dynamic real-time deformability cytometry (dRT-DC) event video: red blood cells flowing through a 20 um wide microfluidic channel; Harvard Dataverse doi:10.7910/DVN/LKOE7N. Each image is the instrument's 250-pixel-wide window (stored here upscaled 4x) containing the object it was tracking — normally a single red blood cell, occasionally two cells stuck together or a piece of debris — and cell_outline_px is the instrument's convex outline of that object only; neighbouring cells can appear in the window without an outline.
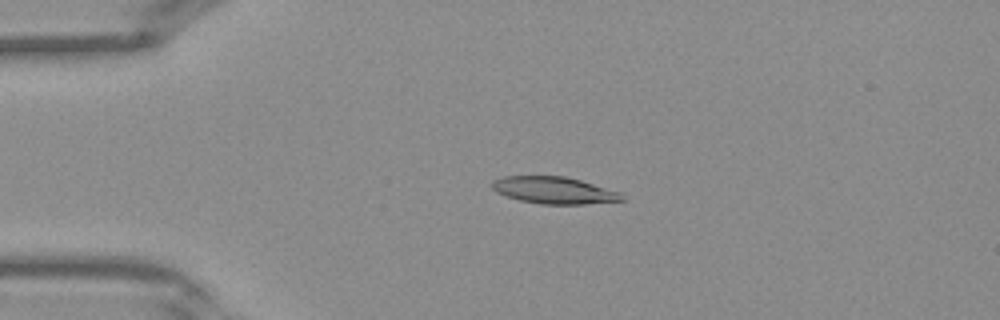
{"species": "Egyptian fruit bat (a non-hibernating species)", "species_latin": "Rousettus aegyptiacus", "temperature_condition": "warm", "stored_images_in_passage": 41, "camera_frame_rate_fps": 3000, "um_per_image_px": 0.085, "frame": {"image": 1, "passage_image": 10, "time_ms": 3.0, "image_size_px": [1000, 320], "cell_outline_px": [[624, 200], [584, 204], [540, 204], [520, 200], [496, 192], [492, 188], [492, 180], [504, 176], [564, 176], [580, 180], [620, 192], [624, 196]], "centroid_in_image_um": [47.08, 16.17], "position_along_channel_um": 37.9, "area_um2": 20.23}}
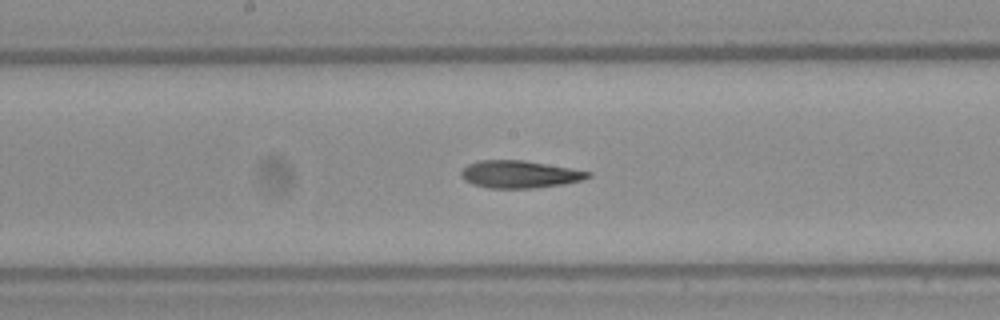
{"frame": {"image": 2, "passage_image": 22, "time_ms": 7.0, "image_size_px": [1000, 320], "cell_outline_px": [[592, 176], [580, 180], [564, 184], [536, 188], [492, 188], [472, 184], [464, 180], [460, 176], [460, 172], [468, 164], [480, 160], [524, 160], [592, 172]], "centroid_in_image_um": [44.15, 14.81], "position_along_channel_um": 204.1, "area_um2": 20.23}}
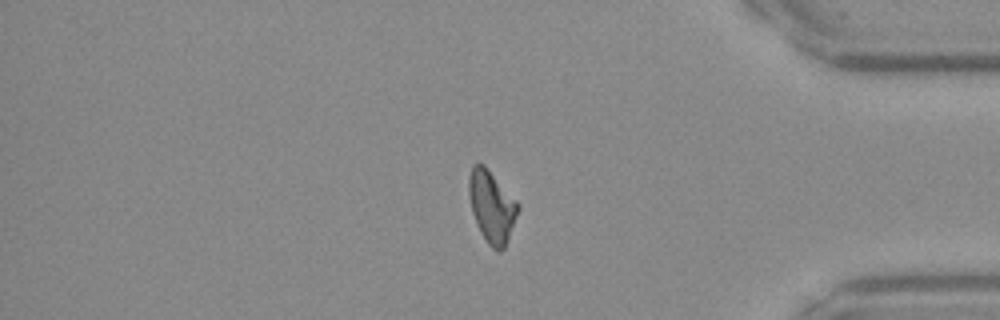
{"frame": {"image": 3, "passage_image": 35, "time_ms": 11.333, "image_size_px": [1000, 320], "cell_outline_px": [[520, 208], [508, 240], [504, 248], [500, 252], [496, 252], [488, 244], [480, 232], [472, 212], [468, 192], [468, 176], [472, 164], [484, 164], [520, 204]], "centroid_in_image_um": [41.8, 17.56], "position_along_channel_um": 393.4, "area_um2": 20.75}}